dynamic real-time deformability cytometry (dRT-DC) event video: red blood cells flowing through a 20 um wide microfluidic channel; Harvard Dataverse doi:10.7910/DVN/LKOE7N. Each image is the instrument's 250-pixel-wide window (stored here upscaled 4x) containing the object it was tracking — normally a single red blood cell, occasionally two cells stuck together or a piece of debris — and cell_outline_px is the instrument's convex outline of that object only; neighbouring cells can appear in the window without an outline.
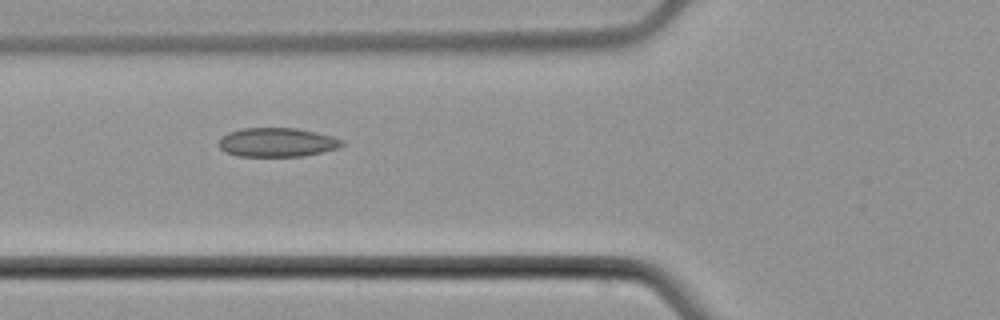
{"species": "common noctule bat (a hibernating species)", "species_latin": "Nyctalus noctula", "temperature_condition": "cold", "stored_images_in_passage": 6, "camera_frame_rate_fps": 3000, "um_per_image_px": 0.085, "animal": {"sex": "male", "body_mass_g": 21.5, "forearm_length_mm": 52.0}, "frame": {"image": 1, "passage_image": 5, "time_ms": 5.667, "image_size_px": [1000, 320], "cell_outline_px": [[344, 144], [340, 148], [324, 152], [304, 156], [236, 156], [224, 152], [216, 144], [220, 136], [228, 132], [240, 128], [296, 128], [316, 132], [332, 136], [344, 140]], "centroid_in_image_um": [23.52, 12.1], "position_along_channel_um": 102.3, "area_um2": 21.27}}
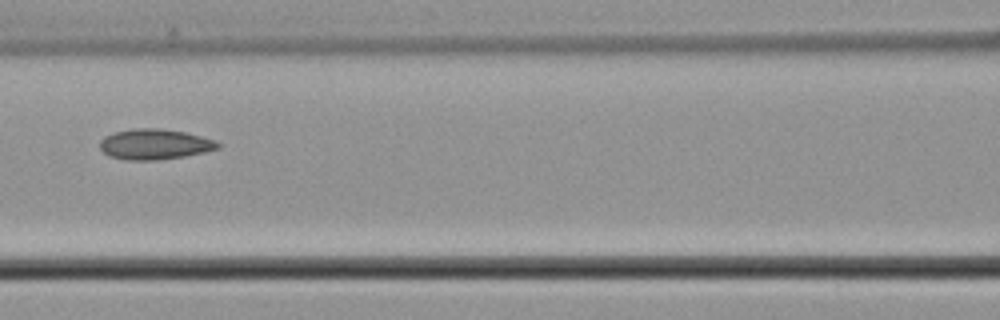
{"frame": {"image": 2, "passage_image": 6, "time_ms": 7.0, "image_size_px": [1000, 320], "cell_outline_px": [[224, 144], [220, 148], [204, 152], [184, 156], [156, 160], [128, 160], [108, 156], [100, 148], [100, 140], [104, 136], [116, 132], [136, 128], [160, 128], [184, 132], [216, 140]], "centroid_in_image_um": [13.18, 12.26], "position_along_channel_um": 153.4, "area_um2": 20.98}}